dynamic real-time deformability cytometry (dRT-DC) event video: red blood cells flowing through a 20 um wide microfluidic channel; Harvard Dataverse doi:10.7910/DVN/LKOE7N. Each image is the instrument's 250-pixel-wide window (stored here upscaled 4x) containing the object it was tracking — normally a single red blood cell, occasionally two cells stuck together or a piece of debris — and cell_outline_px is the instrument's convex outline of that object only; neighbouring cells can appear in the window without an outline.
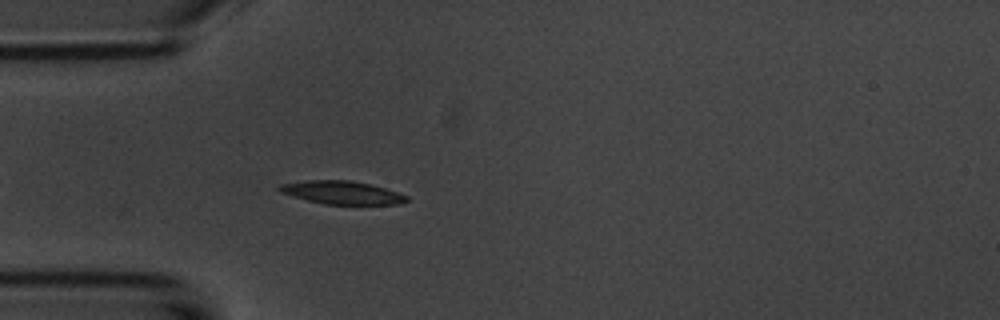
{"species": "common noctule bat (a hibernating species)", "species_latin": "Nyctalus noctula", "temperature_condition": "room temperature", "stored_images_in_passage": 24, "camera_frame_rate_fps": 3000, "um_per_image_px": 0.085, "animal": {"sex": "male", "body_mass_g": 20.1, "forearm_length_mm": 53.5}, "frame": {"image": 1, "passage_image": 6, "time_ms": 1.667, "image_size_px": [1000, 320], "cell_outline_px": [[408, 200], [400, 204], [324, 204], [308, 200], [280, 192], [276, 188], [280, 184], [308, 180], [348, 180], [368, 184], [384, 188], [408, 196]], "centroid_in_image_um": [29.04, 16.37], "position_along_channel_um": 56.0, "area_um2": 16.88}}
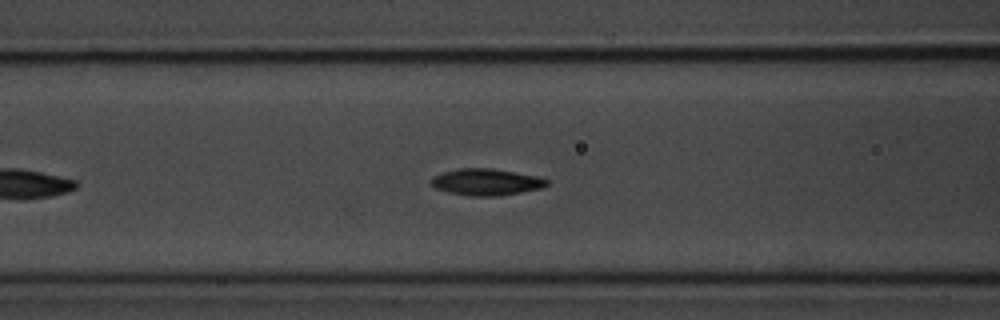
{"frame": {"image": 2, "passage_image": 12, "time_ms": 3.667, "image_size_px": [1000, 320], "cell_outline_px": [[548, 184], [544, 188], [500, 196], [468, 196], [448, 192], [436, 188], [432, 184], [432, 176], [444, 172], [460, 168], [492, 168], [540, 176], [548, 180]], "centroid_in_image_um": [41.39, 15.47], "position_along_channel_um": 125.2, "area_um2": 18.09}}
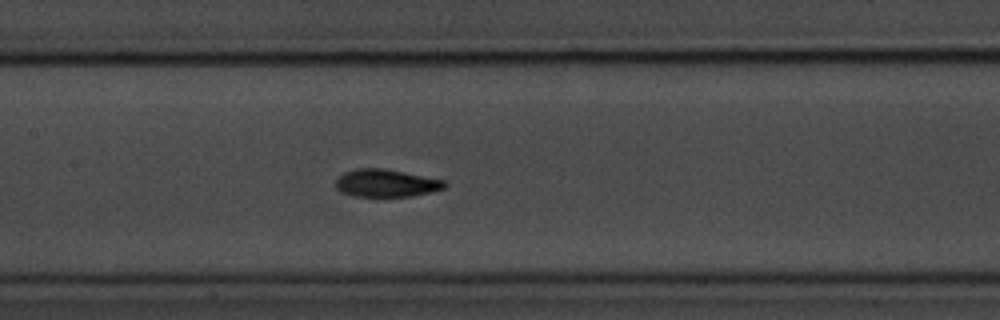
{"frame": {"image": 3, "passage_image": 16, "time_ms": 5.0, "image_size_px": [1000, 320], "cell_outline_px": [[448, 184], [444, 188], [432, 192], [412, 196], [352, 196], [340, 192], [336, 188], [336, 180], [344, 172], [356, 168], [384, 168], [444, 180]], "centroid_in_image_um": [32.81, 15.56], "position_along_channel_um": 174.6, "area_um2": 17.57}}